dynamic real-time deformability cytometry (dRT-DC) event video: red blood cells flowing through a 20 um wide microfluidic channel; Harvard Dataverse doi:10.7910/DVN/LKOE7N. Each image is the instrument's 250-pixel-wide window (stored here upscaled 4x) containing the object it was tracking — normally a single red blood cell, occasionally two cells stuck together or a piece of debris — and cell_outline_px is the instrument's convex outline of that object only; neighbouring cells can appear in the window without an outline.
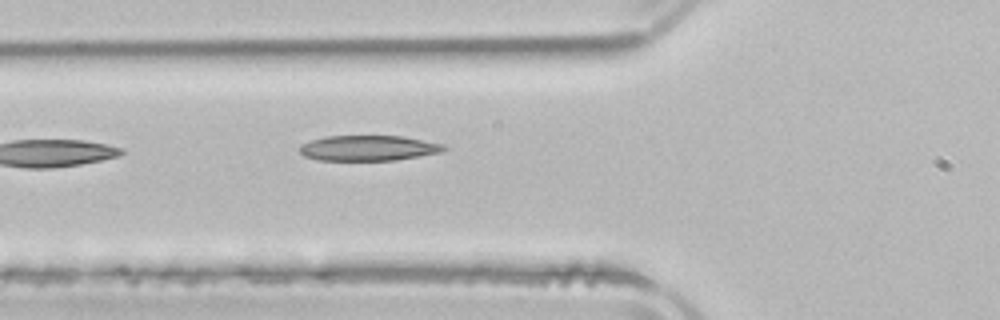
{"species": "common noctule bat (a hibernating species)", "species_latin": "Nyctalus noctula", "temperature_condition": "room temperature", "stored_images_in_passage": 6, "segment_of_instrument_passage": [1, 2], "camera_frame_rate_fps": 3000, "um_per_image_px": 0.085, "animal": {"sex": "male", "body_mass_g": 21.5, "forearm_length_mm": 52.0}, "frame": {"image": 1, "passage_image": 5, "time_ms": 5.333, "image_size_px": [1000, 320], "cell_outline_px": [[448, 148], [444, 152], [396, 160], [316, 160], [304, 156], [296, 148], [300, 144], [324, 136], [404, 136], [444, 144]], "centroid_in_image_um": [31.31, 12.58], "position_along_channel_um": 94.5, "area_um2": 21.62}}